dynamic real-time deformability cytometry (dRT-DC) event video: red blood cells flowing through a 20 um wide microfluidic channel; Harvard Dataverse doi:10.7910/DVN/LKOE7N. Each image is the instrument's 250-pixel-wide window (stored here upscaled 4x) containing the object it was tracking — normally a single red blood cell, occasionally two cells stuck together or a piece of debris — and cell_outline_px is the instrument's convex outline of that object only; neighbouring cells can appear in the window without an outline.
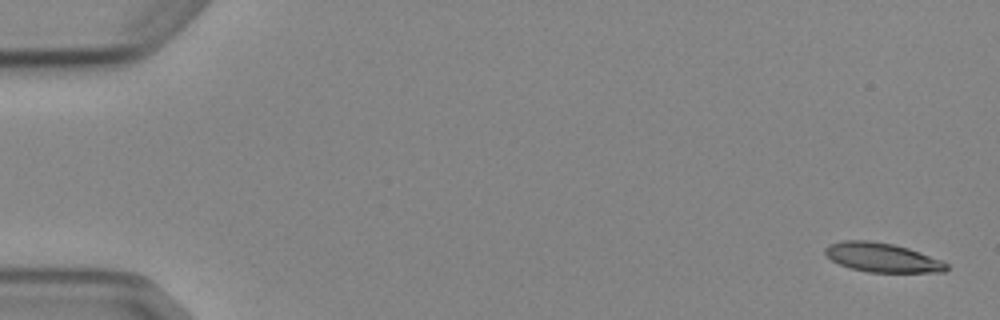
{"species": "Egyptian fruit bat (a non-hibernating species)", "species_latin": "Rousettus aegyptiacus", "temperature_condition": "cold", "stored_images_in_passage": 5, "camera_frame_rate_fps": 3000, "um_per_image_px": 0.085, "animal": {"sex": "female"}, "frame": {"image": 1, "passage_image": 1, "time_ms": 0.0, "image_size_px": [1000, 320], "cell_outline_px": [[948, 268], [944, 272], [868, 272], [852, 268], [840, 264], [832, 260], [824, 252], [824, 248], [828, 244], [844, 240], [868, 240], [892, 244], [908, 248], [944, 260], [948, 264]], "centroid_in_image_um": [75.01, 21.88], "position_along_channel_um": 10.0, "area_um2": 20.63}}